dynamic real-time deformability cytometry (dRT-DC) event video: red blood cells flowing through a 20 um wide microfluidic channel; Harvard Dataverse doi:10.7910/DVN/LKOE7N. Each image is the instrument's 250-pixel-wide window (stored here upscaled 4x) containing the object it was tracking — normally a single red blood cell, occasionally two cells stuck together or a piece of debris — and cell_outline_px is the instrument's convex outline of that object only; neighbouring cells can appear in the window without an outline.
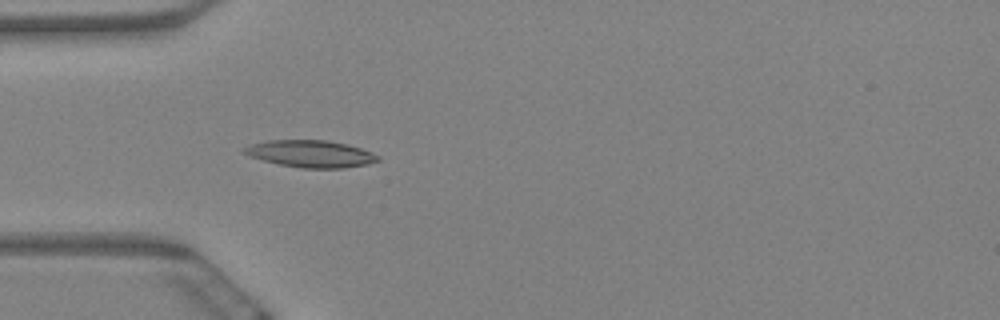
{"species": "Egyptian fruit bat (a non-hibernating species)", "species_latin": "Rousettus aegyptiacus", "temperature_condition": "warm", "stored_images_in_passage": 5, "camera_frame_rate_fps": 3000, "um_per_image_px": 0.085, "animal": {"sex": "female"}, "frame": {"image": 1, "passage_image": 5, "time_ms": 1.333, "image_size_px": [1000, 320], "cell_outline_px": [[380, 160], [368, 164], [344, 168], [300, 168], [280, 164], [264, 160], [240, 152], [244, 148], [252, 144], [268, 140], [324, 140], [348, 144], [372, 152], [380, 156]], "centroid_in_image_um": [26.45, 13.07], "position_along_channel_um": 58.6, "area_um2": 20.98}}